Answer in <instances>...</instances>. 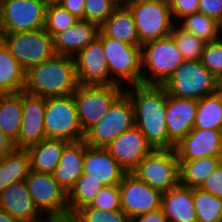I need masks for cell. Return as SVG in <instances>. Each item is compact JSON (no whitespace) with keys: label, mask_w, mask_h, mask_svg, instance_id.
Here are the masks:
<instances>
[{"label":"cell","mask_w":222,"mask_h":222,"mask_svg":"<svg viewBox=\"0 0 222 222\" xmlns=\"http://www.w3.org/2000/svg\"><path fill=\"white\" fill-rule=\"evenodd\" d=\"M89 206L105 211L121 209L119 185L103 186Z\"/></svg>","instance_id":"cell-40"},{"label":"cell","mask_w":222,"mask_h":222,"mask_svg":"<svg viewBox=\"0 0 222 222\" xmlns=\"http://www.w3.org/2000/svg\"><path fill=\"white\" fill-rule=\"evenodd\" d=\"M219 82L201 60H184L162 86L168 95L199 100L216 93Z\"/></svg>","instance_id":"cell-3"},{"label":"cell","mask_w":222,"mask_h":222,"mask_svg":"<svg viewBox=\"0 0 222 222\" xmlns=\"http://www.w3.org/2000/svg\"><path fill=\"white\" fill-rule=\"evenodd\" d=\"M45 137L76 142L84 139L73 94L46 98Z\"/></svg>","instance_id":"cell-6"},{"label":"cell","mask_w":222,"mask_h":222,"mask_svg":"<svg viewBox=\"0 0 222 222\" xmlns=\"http://www.w3.org/2000/svg\"><path fill=\"white\" fill-rule=\"evenodd\" d=\"M54 222H80L74 215L54 217Z\"/></svg>","instance_id":"cell-47"},{"label":"cell","mask_w":222,"mask_h":222,"mask_svg":"<svg viewBox=\"0 0 222 222\" xmlns=\"http://www.w3.org/2000/svg\"><path fill=\"white\" fill-rule=\"evenodd\" d=\"M121 210L133 220L139 215L161 208L162 193L133 173H126L119 183Z\"/></svg>","instance_id":"cell-14"},{"label":"cell","mask_w":222,"mask_h":222,"mask_svg":"<svg viewBox=\"0 0 222 222\" xmlns=\"http://www.w3.org/2000/svg\"><path fill=\"white\" fill-rule=\"evenodd\" d=\"M197 222H222V199L198 188L193 189Z\"/></svg>","instance_id":"cell-34"},{"label":"cell","mask_w":222,"mask_h":222,"mask_svg":"<svg viewBox=\"0 0 222 222\" xmlns=\"http://www.w3.org/2000/svg\"><path fill=\"white\" fill-rule=\"evenodd\" d=\"M78 86L74 57L55 54L26 71L24 91L50 98L71 95Z\"/></svg>","instance_id":"cell-2"},{"label":"cell","mask_w":222,"mask_h":222,"mask_svg":"<svg viewBox=\"0 0 222 222\" xmlns=\"http://www.w3.org/2000/svg\"><path fill=\"white\" fill-rule=\"evenodd\" d=\"M132 222H169L161 208L139 215Z\"/></svg>","instance_id":"cell-45"},{"label":"cell","mask_w":222,"mask_h":222,"mask_svg":"<svg viewBox=\"0 0 222 222\" xmlns=\"http://www.w3.org/2000/svg\"><path fill=\"white\" fill-rule=\"evenodd\" d=\"M25 83L26 70L0 40V94L20 93Z\"/></svg>","instance_id":"cell-27"},{"label":"cell","mask_w":222,"mask_h":222,"mask_svg":"<svg viewBox=\"0 0 222 222\" xmlns=\"http://www.w3.org/2000/svg\"><path fill=\"white\" fill-rule=\"evenodd\" d=\"M25 182L35 207L42 215L59 217L69 214L67 192L52 174L30 170Z\"/></svg>","instance_id":"cell-13"},{"label":"cell","mask_w":222,"mask_h":222,"mask_svg":"<svg viewBox=\"0 0 222 222\" xmlns=\"http://www.w3.org/2000/svg\"><path fill=\"white\" fill-rule=\"evenodd\" d=\"M43 217H40V219L32 222H54V217L47 216L45 219H42Z\"/></svg>","instance_id":"cell-50"},{"label":"cell","mask_w":222,"mask_h":222,"mask_svg":"<svg viewBox=\"0 0 222 222\" xmlns=\"http://www.w3.org/2000/svg\"><path fill=\"white\" fill-rule=\"evenodd\" d=\"M184 61L170 35L142 45V84L162 86ZM145 69L149 71L145 72Z\"/></svg>","instance_id":"cell-4"},{"label":"cell","mask_w":222,"mask_h":222,"mask_svg":"<svg viewBox=\"0 0 222 222\" xmlns=\"http://www.w3.org/2000/svg\"><path fill=\"white\" fill-rule=\"evenodd\" d=\"M46 0H0V33L44 29Z\"/></svg>","instance_id":"cell-12"},{"label":"cell","mask_w":222,"mask_h":222,"mask_svg":"<svg viewBox=\"0 0 222 222\" xmlns=\"http://www.w3.org/2000/svg\"><path fill=\"white\" fill-rule=\"evenodd\" d=\"M127 7L134 17L140 46L170 36L176 23L169 4L160 0H133Z\"/></svg>","instance_id":"cell-7"},{"label":"cell","mask_w":222,"mask_h":222,"mask_svg":"<svg viewBox=\"0 0 222 222\" xmlns=\"http://www.w3.org/2000/svg\"><path fill=\"white\" fill-rule=\"evenodd\" d=\"M106 149L127 173H131L152 147L140 129L134 125L116 137Z\"/></svg>","instance_id":"cell-18"},{"label":"cell","mask_w":222,"mask_h":222,"mask_svg":"<svg viewBox=\"0 0 222 222\" xmlns=\"http://www.w3.org/2000/svg\"><path fill=\"white\" fill-rule=\"evenodd\" d=\"M68 141L49 139L28 146L25 150L30 158V170L52 174L60 161L61 153Z\"/></svg>","instance_id":"cell-26"},{"label":"cell","mask_w":222,"mask_h":222,"mask_svg":"<svg viewBox=\"0 0 222 222\" xmlns=\"http://www.w3.org/2000/svg\"><path fill=\"white\" fill-rule=\"evenodd\" d=\"M161 210L169 222H197L193 189L179 184L162 193Z\"/></svg>","instance_id":"cell-24"},{"label":"cell","mask_w":222,"mask_h":222,"mask_svg":"<svg viewBox=\"0 0 222 222\" xmlns=\"http://www.w3.org/2000/svg\"><path fill=\"white\" fill-rule=\"evenodd\" d=\"M30 171V158L25 149H15L0 160V192L11 184L25 181Z\"/></svg>","instance_id":"cell-29"},{"label":"cell","mask_w":222,"mask_h":222,"mask_svg":"<svg viewBox=\"0 0 222 222\" xmlns=\"http://www.w3.org/2000/svg\"><path fill=\"white\" fill-rule=\"evenodd\" d=\"M218 93L221 95V97H222V81H220L219 82V84H218Z\"/></svg>","instance_id":"cell-51"},{"label":"cell","mask_w":222,"mask_h":222,"mask_svg":"<svg viewBox=\"0 0 222 222\" xmlns=\"http://www.w3.org/2000/svg\"><path fill=\"white\" fill-rule=\"evenodd\" d=\"M78 84H110L108 63L103 47V33L74 56Z\"/></svg>","instance_id":"cell-15"},{"label":"cell","mask_w":222,"mask_h":222,"mask_svg":"<svg viewBox=\"0 0 222 222\" xmlns=\"http://www.w3.org/2000/svg\"><path fill=\"white\" fill-rule=\"evenodd\" d=\"M180 22L179 25L182 29L193 33L207 43L221 38L220 22L212 17L202 14L201 12H195L185 16Z\"/></svg>","instance_id":"cell-33"},{"label":"cell","mask_w":222,"mask_h":222,"mask_svg":"<svg viewBox=\"0 0 222 222\" xmlns=\"http://www.w3.org/2000/svg\"><path fill=\"white\" fill-rule=\"evenodd\" d=\"M85 0H60L58 3L79 20H84Z\"/></svg>","instance_id":"cell-44"},{"label":"cell","mask_w":222,"mask_h":222,"mask_svg":"<svg viewBox=\"0 0 222 222\" xmlns=\"http://www.w3.org/2000/svg\"><path fill=\"white\" fill-rule=\"evenodd\" d=\"M16 149L14 141L0 129V160Z\"/></svg>","instance_id":"cell-46"},{"label":"cell","mask_w":222,"mask_h":222,"mask_svg":"<svg viewBox=\"0 0 222 222\" xmlns=\"http://www.w3.org/2000/svg\"><path fill=\"white\" fill-rule=\"evenodd\" d=\"M169 7L173 19L179 22L183 17L199 12V0H172Z\"/></svg>","instance_id":"cell-41"},{"label":"cell","mask_w":222,"mask_h":222,"mask_svg":"<svg viewBox=\"0 0 222 222\" xmlns=\"http://www.w3.org/2000/svg\"><path fill=\"white\" fill-rule=\"evenodd\" d=\"M124 92L125 88L116 84L79 85L73 96L83 132L99 121Z\"/></svg>","instance_id":"cell-10"},{"label":"cell","mask_w":222,"mask_h":222,"mask_svg":"<svg viewBox=\"0 0 222 222\" xmlns=\"http://www.w3.org/2000/svg\"><path fill=\"white\" fill-rule=\"evenodd\" d=\"M103 47L110 84L122 86L123 81L130 86L142 84V46L129 45L103 34Z\"/></svg>","instance_id":"cell-8"},{"label":"cell","mask_w":222,"mask_h":222,"mask_svg":"<svg viewBox=\"0 0 222 222\" xmlns=\"http://www.w3.org/2000/svg\"><path fill=\"white\" fill-rule=\"evenodd\" d=\"M103 186L100 181L88 178V174H82L67 193L69 214L74 215L82 207L90 205Z\"/></svg>","instance_id":"cell-32"},{"label":"cell","mask_w":222,"mask_h":222,"mask_svg":"<svg viewBox=\"0 0 222 222\" xmlns=\"http://www.w3.org/2000/svg\"><path fill=\"white\" fill-rule=\"evenodd\" d=\"M86 142H68L61 153L58 166L52 173L54 180L68 193L83 174Z\"/></svg>","instance_id":"cell-23"},{"label":"cell","mask_w":222,"mask_h":222,"mask_svg":"<svg viewBox=\"0 0 222 222\" xmlns=\"http://www.w3.org/2000/svg\"><path fill=\"white\" fill-rule=\"evenodd\" d=\"M0 210L17 222H32L44 217L35 207L25 181L11 184L0 192Z\"/></svg>","instance_id":"cell-21"},{"label":"cell","mask_w":222,"mask_h":222,"mask_svg":"<svg viewBox=\"0 0 222 222\" xmlns=\"http://www.w3.org/2000/svg\"><path fill=\"white\" fill-rule=\"evenodd\" d=\"M134 109L135 126L152 148H174L165 121L167 91L158 85H134L125 89Z\"/></svg>","instance_id":"cell-1"},{"label":"cell","mask_w":222,"mask_h":222,"mask_svg":"<svg viewBox=\"0 0 222 222\" xmlns=\"http://www.w3.org/2000/svg\"><path fill=\"white\" fill-rule=\"evenodd\" d=\"M174 150L178 160L222 157V130L193 128Z\"/></svg>","instance_id":"cell-17"},{"label":"cell","mask_w":222,"mask_h":222,"mask_svg":"<svg viewBox=\"0 0 222 222\" xmlns=\"http://www.w3.org/2000/svg\"><path fill=\"white\" fill-rule=\"evenodd\" d=\"M84 20L95 23L99 27L117 8L112 0H85Z\"/></svg>","instance_id":"cell-38"},{"label":"cell","mask_w":222,"mask_h":222,"mask_svg":"<svg viewBox=\"0 0 222 222\" xmlns=\"http://www.w3.org/2000/svg\"><path fill=\"white\" fill-rule=\"evenodd\" d=\"M78 20L59 3H48L44 29L53 37L56 33L71 28Z\"/></svg>","instance_id":"cell-36"},{"label":"cell","mask_w":222,"mask_h":222,"mask_svg":"<svg viewBox=\"0 0 222 222\" xmlns=\"http://www.w3.org/2000/svg\"><path fill=\"white\" fill-rule=\"evenodd\" d=\"M131 173L161 193L180 184L179 161L174 148H152Z\"/></svg>","instance_id":"cell-5"},{"label":"cell","mask_w":222,"mask_h":222,"mask_svg":"<svg viewBox=\"0 0 222 222\" xmlns=\"http://www.w3.org/2000/svg\"><path fill=\"white\" fill-rule=\"evenodd\" d=\"M201 62L210 73L222 81V37L206 44Z\"/></svg>","instance_id":"cell-39"},{"label":"cell","mask_w":222,"mask_h":222,"mask_svg":"<svg viewBox=\"0 0 222 222\" xmlns=\"http://www.w3.org/2000/svg\"><path fill=\"white\" fill-rule=\"evenodd\" d=\"M100 31L109 38L129 45L140 46L134 17L127 6L117 7L100 26Z\"/></svg>","instance_id":"cell-25"},{"label":"cell","mask_w":222,"mask_h":222,"mask_svg":"<svg viewBox=\"0 0 222 222\" xmlns=\"http://www.w3.org/2000/svg\"><path fill=\"white\" fill-rule=\"evenodd\" d=\"M193 128L222 130V97L218 91L198 100Z\"/></svg>","instance_id":"cell-31"},{"label":"cell","mask_w":222,"mask_h":222,"mask_svg":"<svg viewBox=\"0 0 222 222\" xmlns=\"http://www.w3.org/2000/svg\"><path fill=\"white\" fill-rule=\"evenodd\" d=\"M176 42L179 52L184 60H201L202 52L207 44L193 33L182 29L177 23L170 34Z\"/></svg>","instance_id":"cell-35"},{"label":"cell","mask_w":222,"mask_h":222,"mask_svg":"<svg viewBox=\"0 0 222 222\" xmlns=\"http://www.w3.org/2000/svg\"><path fill=\"white\" fill-rule=\"evenodd\" d=\"M0 40L26 71L55 55L53 38L45 29L0 33Z\"/></svg>","instance_id":"cell-11"},{"label":"cell","mask_w":222,"mask_h":222,"mask_svg":"<svg viewBox=\"0 0 222 222\" xmlns=\"http://www.w3.org/2000/svg\"><path fill=\"white\" fill-rule=\"evenodd\" d=\"M222 199V163L198 188Z\"/></svg>","instance_id":"cell-42"},{"label":"cell","mask_w":222,"mask_h":222,"mask_svg":"<svg viewBox=\"0 0 222 222\" xmlns=\"http://www.w3.org/2000/svg\"><path fill=\"white\" fill-rule=\"evenodd\" d=\"M127 172L106 148L86 144L83 159V174L100 181L104 186L119 185Z\"/></svg>","instance_id":"cell-19"},{"label":"cell","mask_w":222,"mask_h":222,"mask_svg":"<svg viewBox=\"0 0 222 222\" xmlns=\"http://www.w3.org/2000/svg\"><path fill=\"white\" fill-rule=\"evenodd\" d=\"M220 31L222 33V21L220 22Z\"/></svg>","instance_id":"cell-54"},{"label":"cell","mask_w":222,"mask_h":222,"mask_svg":"<svg viewBox=\"0 0 222 222\" xmlns=\"http://www.w3.org/2000/svg\"><path fill=\"white\" fill-rule=\"evenodd\" d=\"M199 12L222 21V0H199Z\"/></svg>","instance_id":"cell-43"},{"label":"cell","mask_w":222,"mask_h":222,"mask_svg":"<svg viewBox=\"0 0 222 222\" xmlns=\"http://www.w3.org/2000/svg\"><path fill=\"white\" fill-rule=\"evenodd\" d=\"M134 125L133 105L124 92L107 113L84 133L83 140L89 146L106 148L116 137Z\"/></svg>","instance_id":"cell-9"},{"label":"cell","mask_w":222,"mask_h":222,"mask_svg":"<svg viewBox=\"0 0 222 222\" xmlns=\"http://www.w3.org/2000/svg\"><path fill=\"white\" fill-rule=\"evenodd\" d=\"M74 216L80 222H132L121 209L105 211L89 205L79 209Z\"/></svg>","instance_id":"cell-37"},{"label":"cell","mask_w":222,"mask_h":222,"mask_svg":"<svg viewBox=\"0 0 222 222\" xmlns=\"http://www.w3.org/2000/svg\"><path fill=\"white\" fill-rule=\"evenodd\" d=\"M22 122V91L20 93L0 94V129L15 141Z\"/></svg>","instance_id":"cell-30"},{"label":"cell","mask_w":222,"mask_h":222,"mask_svg":"<svg viewBox=\"0 0 222 222\" xmlns=\"http://www.w3.org/2000/svg\"><path fill=\"white\" fill-rule=\"evenodd\" d=\"M178 161L180 185L196 189L222 163V157H203L196 160Z\"/></svg>","instance_id":"cell-28"},{"label":"cell","mask_w":222,"mask_h":222,"mask_svg":"<svg viewBox=\"0 0 222 222\" xmlns=\"http://www.w3.org/2000/svg\"><path fill=\"white\" fill-rule=\"evenodd\" d=\"M0 222H17L10 214L0 210Z\"/></svg>","instance_id":"cell-48"},{"label":"cell","mask_w":222,"mask_h":222,"mask_svg":"<svg viewBox=\"0 0 222 222\" xmlns=\"http://www.w3.org/2000/svg\"><path fill=\"white\" fill-rule=\"evenodd\" d=\"M117 7L128 6L133 0H112Z\"/></svg>","instance_id":"cell-49"},{"label":"cell","mask_w":222,"mask_h":222,"mask_svg":"<svg viewBox=\"0 0 222 222\" xmlns=\"http://www.w3.org/2000/svg\"><path fill=\"white\" fill-rule=\"evenodd\" d=\"M46 98L22 91V122L18 138L14 141L16 149L45 140L44 115Z\"/></svg>","instance_id":"cell-16"},{"label":"cell","mask_w":222,"mask_h":222,"mask_svg":"<svg viewBox=\"0 0 222 222\" xmlns=\"http://www.w3.org/2000/svg\"><path fill=\"white\" fill-rule=\"evenodd\" d=\"M99 32L100 27L95 23L78 20L71 28L52 37L55 54L74 57L93 42Z\"/></svg>","instance_id":"cell-22"},{"label":"cell","mask_w":222,"mask_h":222,"mask_svg":"<svg viewBox=\"0 0 222 222\" xmlns=\"http://www.w3.org/2000/svg\"><path fill=\"white\" fill-rule=\"evenodd\" d=\"M162 1L163 3H166V4H170L172 2V0H160Z\"/></svg>","instance_id":"cell-53"},{"label":"cell","mask_w":222,"mask_h":222,"mask_svg":"<svg viewBox=\"0 0 222 222\" xmlns=\"http://www.w3.org/2000/svg\"><path fill=\"white\" fill-rule=\"evenodd\" d=\"M48 3H58L60 0H46Z\"/></svg>","instance_id":"cell-52"},{"label":"cell","mask_w":222,"mask_h":222,"mask_svg":"<svg viewBox=\"0 0 222 222\" xmlns=\"http://www.w3.org/2000/svg\"><path fill=\"white\" fill-rule=\"evenodd\" d=\"M198 100L167 94L165 121L169 139L176 145L194 126Z\"/></svg>","instance_id":"cell-20"}]
</instances>
